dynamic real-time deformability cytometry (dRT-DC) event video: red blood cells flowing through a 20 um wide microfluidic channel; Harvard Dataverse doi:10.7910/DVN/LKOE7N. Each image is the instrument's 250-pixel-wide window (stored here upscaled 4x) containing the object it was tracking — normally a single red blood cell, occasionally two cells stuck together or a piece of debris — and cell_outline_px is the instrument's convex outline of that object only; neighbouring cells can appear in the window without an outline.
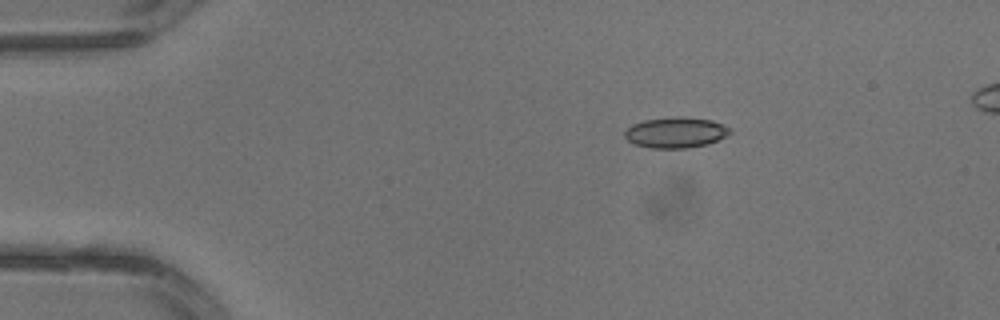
{"species": "common noctule bat (a hibernating species)", "species_latin": "Nyctalus noctula", "temperature_condition": "warm", "stored_images_in_passage": 3, "camera_frame_rate_fps": 3000, "um_per_image_px": 0.085, "animal": {"sex": "male", "body_mass_g": 13.3}, "frame": {"image": 1, "passage_image": 2, "time_ms": 0.333, "image_size_px": [1000, 320], "cell_outline_px": [[732, 132], [708, 144], [688, 148], [652, 148], [636, 144], [628, 140], [624, 136], [624, 132], [632, 124], [644, 120], [676, 116], [680, 116], [712, 120], [732, 128]], "centroid_in_image_um": [57.45, 11.25], "position_along_channel_um": 27.6, "area_um2": 18.79}}